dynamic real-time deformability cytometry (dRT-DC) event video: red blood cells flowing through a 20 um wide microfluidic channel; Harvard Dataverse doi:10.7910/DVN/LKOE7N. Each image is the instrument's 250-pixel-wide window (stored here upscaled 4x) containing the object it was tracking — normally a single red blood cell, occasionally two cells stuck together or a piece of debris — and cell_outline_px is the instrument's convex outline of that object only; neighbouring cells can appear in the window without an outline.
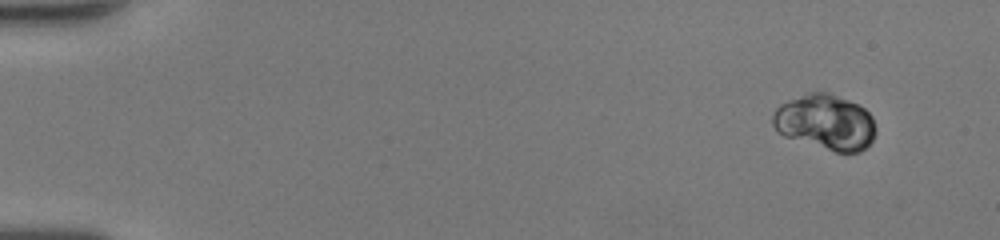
{"species": "human", "species_latin": "Homo sapiens", "temperature_condition": "room temperature", "stored_images_in_passage": 49, "camera_frame_rate_fps": 3000, "um_per_image_px": 0.085, "donor": {"sex": "female"}, "frame": {"image": 1, "passage_image": 1, "time_ms": 0.0, "image_size_px": [1000, 240], "cell_outline_px": [[876, 128], [872, 140], [860, 152], [836, 152], [784, 136], [772, 124], [772, 116], [776, 108], [780, 104], [788, 100], [808, 92], [828, 92], [848, 100], [864, 108], [872, 116]], "centroid_in_image_um": [70.16, 10.37], "position_along_channel_um": 14.8, "area_um2": 33.0}}
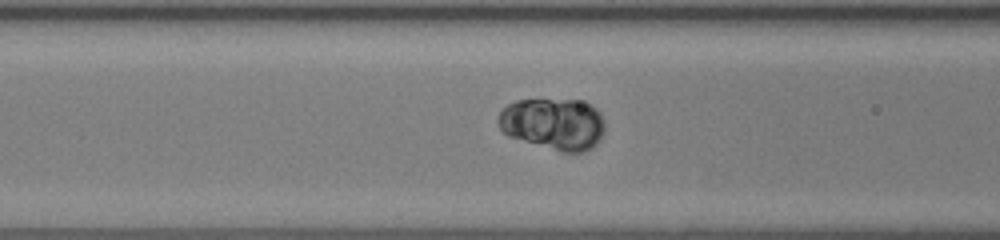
{"frame": {"image": 2, "passage_image": 20, "time_ms": 6.333, "image_size_px": [1000, 240], "cell_outline_px": [[604, 128], [600, 140], [592, 148], [584, 152], [560, 152], [508, 136], [500, 128], [496, 120], [500, 112], [508, 104], [516, 100], [584, 100], [596, 108], [600, 112], [604, 124]], "centroid_in_image_um": [47.04, 10.53], "position_along_channel_um": 119.6, "area_um2": 32.31}}
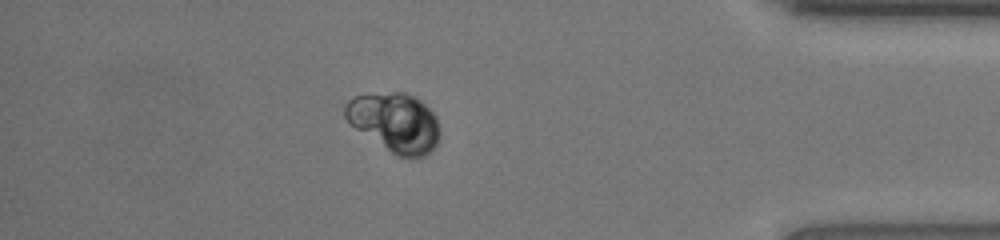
{"frame": {"image": 3, "passage_image": 43, "time_ms": 14.0, "image_size_px": [1000, 240], "cell_outline_px": [[436, 144], [424, 156], [396, 156], [356, 128], [344, 116], [344, 108], [348, 100], [356, 96], [392, 92], [404, 92], [420, 100], [436, 116]], "centroid_in_image_um": [33.52, 10.38], "position_along_channel_um": 401.7, "area_um2": 31.5}, "authors_computed_cell_mechanics": {"area_um2": 32.5414, "velocity_mm_per_s": 4.1088, "shape_relaxation_time_tau1_ms": 2.8703, "shape_relaxation_time_tau2_ms": null, "deformation_change_tau1": 0.0375, "deformation_change_tau2": null}}